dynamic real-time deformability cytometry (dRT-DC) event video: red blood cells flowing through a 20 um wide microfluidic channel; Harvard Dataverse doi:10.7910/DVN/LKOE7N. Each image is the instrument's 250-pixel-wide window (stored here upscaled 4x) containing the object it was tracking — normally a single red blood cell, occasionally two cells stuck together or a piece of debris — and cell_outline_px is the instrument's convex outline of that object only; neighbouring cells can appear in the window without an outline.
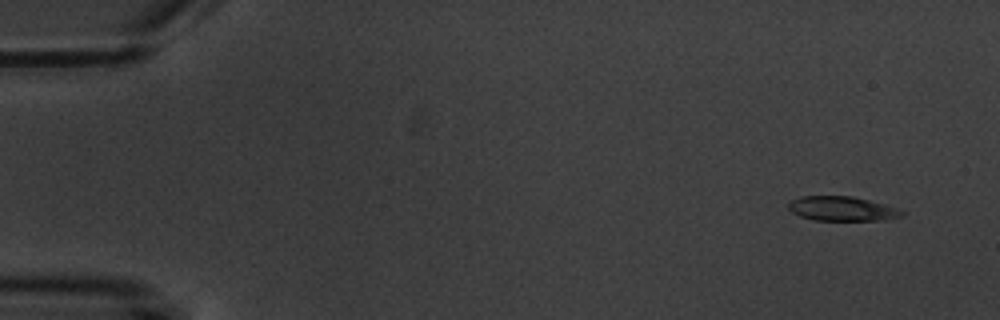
{"species": "common noctule bat (a hibernating species)", "species_latin": "Nyctalus noctula", "temperature_condition": "warm", "stored_images_in_passage": 7, "camera_frame_rate_fps": 3000, "um_per_image_px": 0.085, "animal": {"sex": "male", "body_mass_g": 20.1, "forearm_length_mm": 53.5}, "frame": {"image": 1, "passage_image": 1, "time_ms": 0.0, "image_size_px": [1000, 320], "cell_outline_px": [[904, 216], [884, 220], [812, 220], [800, 216], [792, 212], [788, 208], [788, 204], [792, 200], [800, 196], [852, 196], [884, 204], [896, 208], [904, 212]], "centroid_in_image_um": [71.56, 17.74], "position_along_channel_um": 13.4, "area_um2": 16.13}}
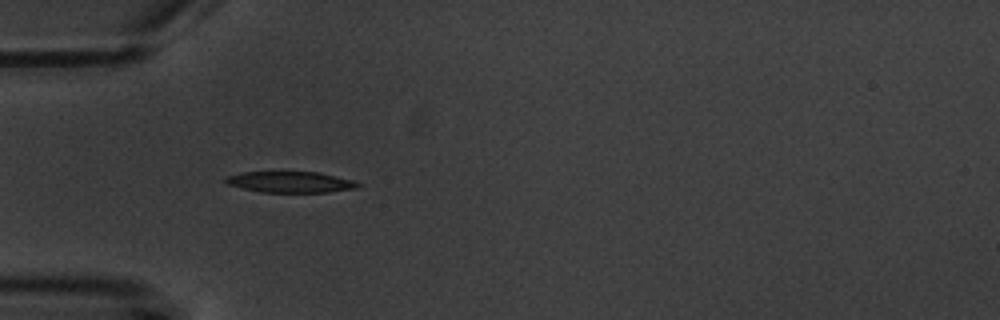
{"frame": {"image": 2, "passage_image": 4, "time_ms": 4.667, "image_size_px": [1000, 320], "cell_outline_px": [[364, 184], [356, 188], [328, 192], [260, 192], [228, 184], [224, 180], [224, 176], [240, 172], [320, 172], [356, 180]], "centroid_in_image_um": [24.74, 15.46], "position_along_channel_um": 60.3, "area_um2": 16.42}}
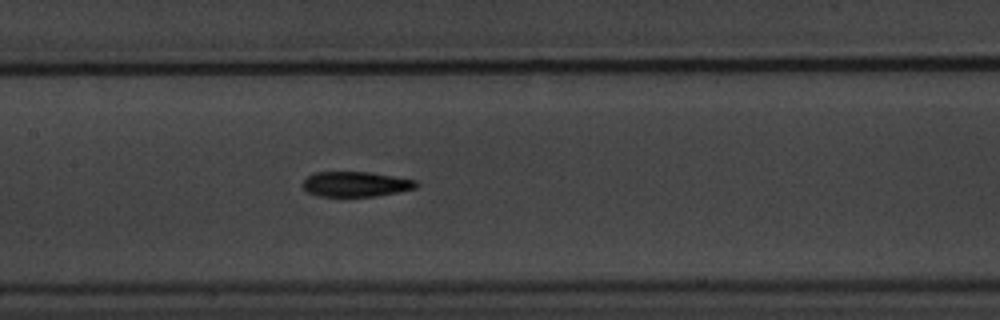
{"frame": {"image": 3, "passage_image": 7, "time_ms": 8.0, "image_size_px": [1000, 320], "cell_outline_px": [[420, 184], [416, 188], [376, 196], [316, 196], [308, 192], [300, 184], [308, 176], [316, 172], [372, 172], [416, 180]], "centroid_in_image_um": [30.23, 15.65], "position_along_channel_um": 177.2, "area_um2": 16.65}}